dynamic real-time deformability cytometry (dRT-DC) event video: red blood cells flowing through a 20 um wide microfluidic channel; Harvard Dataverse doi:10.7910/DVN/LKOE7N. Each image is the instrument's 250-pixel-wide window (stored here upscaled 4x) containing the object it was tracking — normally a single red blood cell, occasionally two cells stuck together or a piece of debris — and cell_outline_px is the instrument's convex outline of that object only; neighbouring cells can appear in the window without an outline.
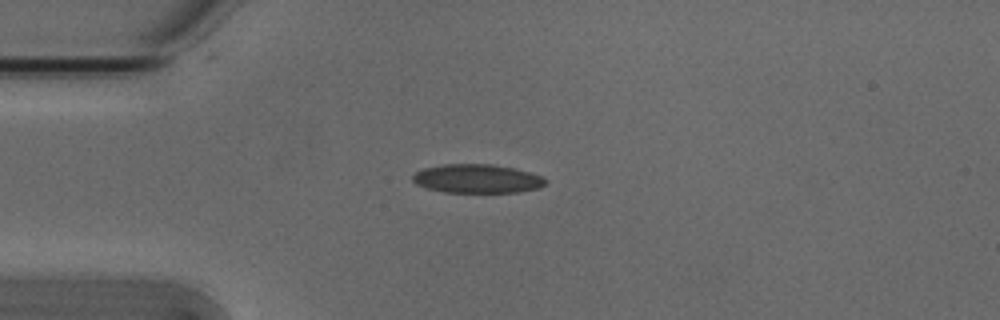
{"species": "Egyptian fruit bat (a non-hibernating species)", "species_latin": "Rousettus aegyptiacus", "temperature_condition": "cold", "stored_images_in_passage": 4, "camera_frame_rate_fps": 3000, "um_per_image_px": 0.085, "animal": {"sex": "male"}, "frame": {"image": 1, "passage_image": 1, "time_ms": 0.0, "image_size_px": [1000, 320], "cell_outline_px": [[548, 180], [540, 188], [520, 192], [444, 192], [424, 188], [416, 184], [412, 180], [412, 176], [416, 172], [424, 168], [444, 164], [492, 164], [512, 168], [528, 172], [540, 176]], "centroid_in_image_um": [40.53, 15.19], "position_along_channel_um": 44.5, "area_um2": 22.25}}
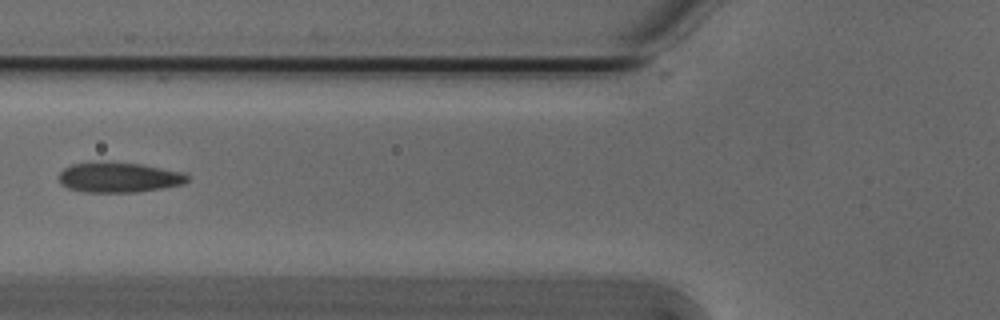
{"frame": {"image": 2, "passage_image": 3, "time_ms": 0.667, "image_size_px": [1000, 320], "cell_outline_px": [[188, 180], [184, 184], [136, 192], [84, 192], [68, 188], [60, 184], [60, 172], [64, 168], [72, 164], [104, 160], [108, 160], [144, 164], [188, 172]], "centroid_in_image_um": [10.14, 15.04], "position_along_channel_um": 115.7, "area_um2": 23.18}}